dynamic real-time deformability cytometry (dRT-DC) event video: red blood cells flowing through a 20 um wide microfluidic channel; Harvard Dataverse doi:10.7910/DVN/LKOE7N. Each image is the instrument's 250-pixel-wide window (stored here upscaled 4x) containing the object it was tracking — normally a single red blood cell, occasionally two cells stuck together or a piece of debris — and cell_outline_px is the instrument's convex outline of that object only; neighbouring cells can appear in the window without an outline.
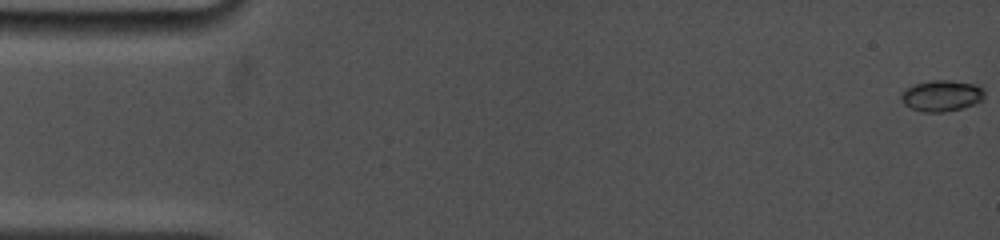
{"species": "common noctule bat (a hibernating species)", "species_latin": "Nyctalus noctula", "temperature_condition": "cold", "stored_images_in_passage": 66, "camera_frame_rate_fps": 5000, "um_per_image_px": 0.085, "animal": {"sex": "female", "body_mass_g": 19.0, "forearm_length_mm": 53.3}, "frame": {"image": 1, "passage_image": 1, "time_ms": 0.0, "image_size_px": [1000, 240], "cell_outline_px": [[984, 100], [976, 104], [944, 112], [924, 112], [912, 108], [904, 104], [900, 100], [900, 92], [916, 84], [932, 80], [948, 80], [976, 84], [984, 88]], "centroid_in_image_um": [80.06, 8.14], "position_along_channel_um": 4.9, "area_um2": 15.2}}
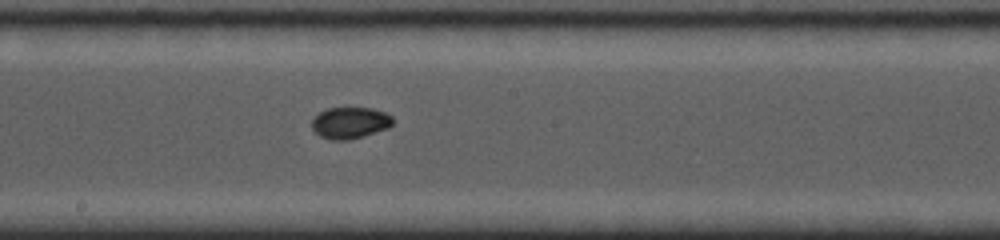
{"frame": {"image": 2, "passage_image": 38, "time_ms": 9.2, "image_size_px": [1000, 240], "cell_outline_px": [[392, 124], [388, 128], [364, 136], [348, 140], [328, 140], [320, 136], [312, 128], [312, 120], [320, 112], [328, 108], [372, 108], [384, 112], [392, 116]], "centroid_in_image_um": [29.75, 10.45], "position_along_channel_um": 218.5, "area_um2": 14.8}}
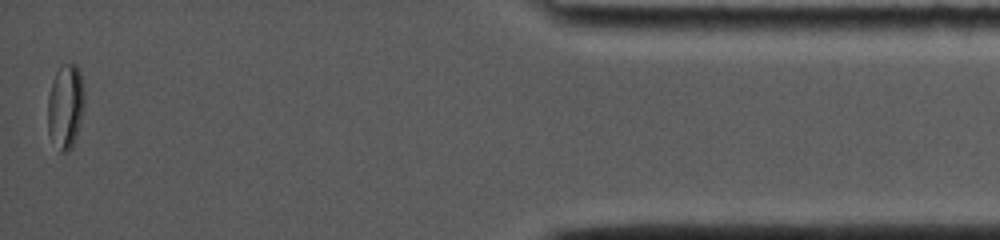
{"frame": {"image": 3, "passage_image": 66, "time_ms": 16.2, "image_size_px": [1000, 240], "cell_outline_px": [[84, 104], [80, 124], [72, 148], [68, 152], [60, 152], [48, 132], [48, 96], [52, 80], [60, 64], [76, 64], [80, 72], [84, 92]], "centroid_in_image_um": [5.57, 9.03], "position_along_channel_um": 429.6, "area_um2": 18.15}, "authors_computed_cell_mechanics": {"area_um2": 14.9124, "velocity_mm_per_s": 3.8537, "shape_relaxation_time_tau1_ms": 5.3536, "shape_relaxation_time_tau2_ms": null, "deformation_change_tau1": 0.1681, "deformation_change_tau2": null}}